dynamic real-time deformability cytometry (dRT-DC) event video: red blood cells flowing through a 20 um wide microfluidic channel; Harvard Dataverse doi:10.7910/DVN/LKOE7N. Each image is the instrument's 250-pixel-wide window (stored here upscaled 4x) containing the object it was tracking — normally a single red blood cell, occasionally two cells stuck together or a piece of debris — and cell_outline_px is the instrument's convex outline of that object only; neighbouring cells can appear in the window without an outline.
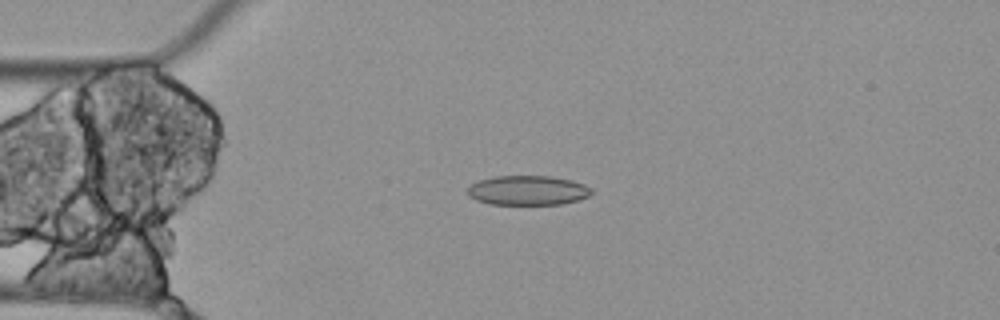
{"species": "Egyptian fruit bat (a non-hibernating species)", "species_latin": "Rousettus aegyptiacus", "temperature_condition": "cold", "stored_images_in_passage": 3, "camera_frame_rate_fps": 3000, "um_per_image_px": 0.085, "animal": {"sex": "female"}, "frame": {"image": 1, "passage_image": 3, "time_ms": 0.667, "image_size_px": [1000, 320], "cell_outline_px": [[592, 192], [588, 196], [576, 200], [560, 204], [488, 204], [476, 200], [468, 196], [464, 192], [472, 184], [480, 180], [492, 176], [552, 176], [572, 180], [584, 184], [592, 188]], "centroid_in_image_um": [44.82, 16.17], "position_along_channel_um": 40.2, "area_um2": 21.44}}